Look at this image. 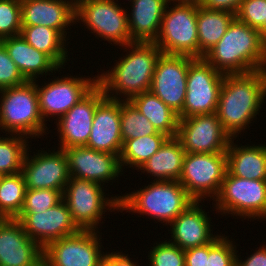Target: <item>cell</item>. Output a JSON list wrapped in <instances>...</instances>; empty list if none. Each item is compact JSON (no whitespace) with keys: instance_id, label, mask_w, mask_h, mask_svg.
Instances as JSON below:
<instances>
[{"instance_id":"cell-1","label":"cell","mask_w":266,"mask_h":266,"mask_svg":"<svg viewBox=\"0 0 266 266\" xmlns=\"http://www.w3.org/2000/svg\"><path fill=\"white\" fill-rule=\"evenodd\" d=\"M264 99L266 69L224 75L216 111L224 131L236 139L257 118Z\"/></svg>"},{"instance_id":"cell-2","label":"cell","mask_w":266,"mask_h":266,"mask_svg":"<svg viewBox=\"0 0 266 266\" xmlns=\"http://www.w3.org/2000/svg\"><path fill=\"white\" fill-rule=\"evenodd\" d=\"M122 47L129 53L119 58L111 71L99 74L97 84L106 97L121 100L119 96L122 95L126 98H122L123 101H130L150 90L156 63L162 52L155 42H132Z\"/></svg>"},{"instance_id":"cell-3","label":"cell","mask_w":266,"mask_h":266,"mask_svg":"<svg viewBox=\"0 0 266 266\" xmlns=\"http://www.w3.org/2000/svg\"><path fill=\"white\" fill-rule=\"evenodd\" d=\"M203 58L224 75L266 69V40L259 30L235 17L224 36Z\"/></svg>"},{"instance_id":"cell-4","label":"cell","mask_w":266,"mask_h":266,"mask_svg":"<svg viewBox=\"0 0 266 266\" xmlns=\"http://www.w3.org/2000/svg\"><path fill=\"white\" fill-rule=\"evenodd\" d=\"M119 211L146 215L168 225L195 200L179 181H155L144 189L118 196ZM129 210V211H128Z\"/></svg>"},{"instance_id":"cell-5","label":"cell","mask_w":266,"mask_h":266,"mask_svg":"<svg viewBox=\"0 0 266 266\" xmlns=\"http://www.w3.org/2000/svg\"><path fill=\"white\" fill-rule=\"evenodd\" d=\"M0 94V130L27 138L46 135L34 81L1 89Z\"/></svg>"},{"instance_id":"cell-6","label":"cell","mask_w":266,"mask_h":266,"mask_svg":"<svg viewBox=\"0 0 266 266\" xmlns=\"http://www.w3.org/2000/svg\"><path fill=\"white\" fill-rule=\"evenodd\" d=\"M104 194V187L100 183L70 176L62 199L68 206L72 220L80 230L96 231L103 218L102 215L107 210L113 209V212L116 210L119 212L118 197L109 198Z\"/></svg>"},{"instance_id":"cell-7","label":"cell","mask_w":266,"mask_h":266,"mask_svg":"<svg viewBox=\"0 0 266 266\" xmlns=\"http://www.w3.org/2000/svg\"><path fill=\"white\" fill-rule=\"evenodd\" d=\"M226 173V152L185 153L179 183L195 201L204 202L207 197L214 200Z\"/></svg>"},{"instance_id":"cell-8","label":"cell","mask_w":266,"mask_h":266,"mask_svg":"<svg viewBox=\"0 0 266 266\" xmlns=\"http://www.w3.org/2000/svg\"><path fill=\"white\" fill-rule=\"evenodd\" d=\"M217 212L240 218L266 219V180H249L228 171L218 196L213 200Z\"/></svg>"},{"instance_id":"cell-9","label":"cell","mask_w":266,"mask_h":266,"mask_svg":"<svg viewBox=\"0 0 266 266\" xmlns=\"http://www.w3.org/2000/svg\"><path fill=\"white\" fill-rule=\"evenodd\" d=\"M173 5L166 6L155 43L164 54L198 58L197 5Z\"/></svg>"},{"instance_id":"cell-10","label":"cell","mask_w":266,"mask_h":266,"mask_svg":"<svg viewBox=\"0 0 266 266\" xmlns=\"http://www.w3.org/2000/svg\"><path fill=\"white\" fill-rule=\"evenodd\" d=\"M115 0H78L76 1V23L86 24L91 33L104 41L125 46L132 43L127 9Z\"/></svg>"},{"instance_id":"cell-11","label":"cell","mask_w":266,"mask_h":266,"mask_svg":"<svg viewBox=\"0 0 266 266\" xmlns=\"http://www.w3.org/2000/svg\"><path fill=\"white\" fill-rule=\"evenodd\" d=\"M223 79L224 74L204 58H195L189 64L185 101L178 117L215 113Z\"/></svg>"},{"instance_id":"cell-12","label":"cell","mask_w":266,"mask_h":266,"mask_svg":"<svg viewBox=\"0 0 266 266\" xmlns=\"http://www.w3.org/2000/svg\"><path fill=\"white\" fill-rule=\"evenodd\" d=\"M99 230H80L78 233L50 242L43 249V266H101Z\"/></svg>"},{"instance_id":"cell-13","label":"cell","mask_w":266,"mask_h":266,"mask_svg":"<svg viewBox=\"0 0 266 266\" xmlns=\"http://www.w3.org/2000/svg\"><path fill=\"white\" fill-rule=\"evenodd\" d=\"M194 57L162 53L156 63L150 92L179 114L183 110L189 64Z\"/></svg>"},{"instance_id":"cell-14","label":"cell","mask_w":266,"mask_h":266,"mask_svg":"<svg viewBox=\"0 0 266 266\" xmlns=\"http://www.w3.org/2000/svg\"><path fill=\"white\" fill-rule=\"evenodd\" d=\"M54 79L42 86L37 84L38 80L34 81L37 88L39 109L45 123L46 118L55 115L58 118L55 119V123H57V120L97 85V76L94 78L78 76L77 78V76L67 75V77Z\"/></svg>"},{"instance_id":"cell-15","label":"cell","mask_w":266,"mask_h":266,"mask_svg":"<svg viewBox=\"0 0 266 266\" xmlns=\"http://www.w3.org/2000/svg\"><path fill=\"white\" fill-rule=\"evenodd\" d=\"M185 153L226 152L231 137L215 113L179 118L176 136Z\"/></svg>"},{"instance_id":"cell-16","label":"cell","mask_w":266,"mask_h":266,"mask_svg":"<svg viewBox=\"0 0 266 266\" xmlns=\"http://www.w3.org/2000/svg\"><path fill=\"white\" fill-rule=\"evenodd\" d=\"M31 159H30V158ZM21 173L26 189H53L62 194L69 181L68 158L63 149L41 151L29 156L26 153Z\"/></svg>"},{"instance_id":"cell-17","label":"cell","mask_w":266,"mask_h":266,"mask_svg":"<svg viewBox=\"0 0 266 266\" xmlns=\"http://www.w3.org/2000/svg\"><path fill=\"white\" fill-rule=\"evenodd\" d=\"M105 97L103 89L97 84L58 120L56 124L60 137L58 149L87 145L95 109Z\"/></svg>"},{"instance_id":"cell-18","label":"cell","mask_w":266,"mask_h":266,"mask_svg":"<svg viewBox=\"0 0 266 266\" xmlns=\"http://www.w3.org/2000/svg\"><path fill=\"white\" fill-rule=\"evenodd\" d=\"M20 222L27 235L42 249L52 241L80 231L63 199L44 212L27 213Z\"/></svg>"},{"instance_id":"cell-19","label":"cell","mask_w":266,"mask_h":266,"mask_svg":"<svg viewBox=\"0 0 266 266\" xmlns=\"http://www.w3.org/2000/svg\"><path fill=\"white\" fill-rule=\"evenodd\" d=\"M0 266H43V249L16 218H0Z\"/></svg>"},{"instance_id":"cell-20","label":"cell","mask_w":266,"mask_h":266,"mask_svg":"<svg viewBox=\"0 0 266 266\" xmlns=\"http://www.w3.org/2000/svg\"><path fill=\"white\" fill-rule=\"evenodd\" d=\"M68 158L69 174L78 179L100 183L116 179L122 172L119 156L100 152L86 146L64 149Z\"/></svg>"},{"instance_id":"cell-21","label":"cell","mask_w":266,"mask_h":266,"mask_svg":"<svg viewBox=\"0 0 266 266\" xmlns=\"http://www.w3.org/2000/svg\"><path fill=\"white\" fill-rule=\"evenodd\" d=\"M120 105L121 100L108 97L97 105L86 147L120 156L123 146Z\"/></svg>"},{"instance_id":"cell-22","label":"cell","mask_w":266,"mask_h":266,"mask_svg":"<svg viewBox=\"0 0 266 266\" xmlns=\"http://www.w3.org/2000/svg\"><path fill=\"white\" fill-rule=\"evenodd\" d=\"M20 3L22 26L51 27L66 38L68 26L76 23L75 0H20Z\"/></svg>"},{"instance_id":"cell-23","label":"cell","mask_w":266,"mask_h":266,"mask_svg":"<svg viewBox=\"0 0 266 266\" xmlns=\"http://www.w3.org/2000/svg\"><path fill=\"white\" fill-rule=\"evenodd\" d=\"M199 203L200 201L193 202L169 224L172 228L170 242L184 251L207 245L218 236L212 234L211 217H208Z\"/></svg>"},{"instance_id":"cell-24","label":"cell","mask_w":266,"mask_h":266,"mask_svg":"<svg viewBox=\"0 0 266 266\" xmlns=\"http://www.w3.org/2000/svg\"><path fill=\"white\" fill-rule=\"evenodd\" d=\"M170 0H134L128 16L132 42H155L161 29L162 18Z\"/></svg>"},{"instance_id":"cell-25","label":"cell","mask_w":266,"mask_h":266,"mask_svg":"<svg viewBox=\"0 0 266 266\" xmlns=\"http://www.w3.org/2000/svg\"><path fill=\"white\" fill-rule=\"evenodd\" d=\"M0 42L5 46L9 57L14 61L27 81H35L37 76L45 77L60 68L44 53L38 51L22 37V35L7 37Z\"/></svg>"},{"instance_id":"cell-26","label":"cell","mask_w":266,"mask_h":266,"mask_svg":"<svg viewBox=\"0 0 266 266\" xmlns=\"http://www.w3.org/2000/svg\"><path fill=\"white\" fill-rule=\"evenodd\" d=\"M227 154V171L239 178L266 180V145L238 146L230 140Z\"/></svg>"},{"instance_id":"cell-27","label":"cell","mask_w":266,"mask_h":266,"mask_svg":"<svg viewBox=\"0 0 266 266\" xmlns=\"http://www.w3.org/2000/svg\"><path fill=\"white\" fill-rule=\"evenodd\" d=\"M184 155L180 140L171 137L139 169L154 176L155 181H179Z\"/></svg>"},{"instance_id":"cell-28","label":"cell","mask_w":266,"mask_h":266,"mask_svg":"<svg viewBox=\"0 0 266 266\" xmlns=\"http://www.w3.org/2000/svg\"><path fill=\"white\" fill-rule=\"evenodd\" d=\"M235 14L197 6L198 58L203 56L224 36Z\"/></svg>"},{"instance_id":"cell-29","label":"cell","mask_w":266,"mask_h":266,"mask_svg":"<svg viewBox=\"0 0 266 266\" xmlns=\"http://www.w3.org/2000/svg\"><path fill=\"white\" fill-rule=\"evenodd\" d=\"M130 102L148 118L157 132L163 133L169 138L177 136L178 114L152 92H143L133 97Z\"/></svg>"},{"instance_id":"cell-30","label":"cell","mask_w":266,"mask_h":266,"mask_svg":"<svg viewBox=\"0 0 266 266\" xmlns=\"http://www.w3.org/2000/svg\"><path fill=\"white\" fill-rule=\"evenodd\" d=\"M21 35L28 44L46 54L59 68L67 63V39L56 29L42 25L22 26ZM67 57V58H66Z\"/></svg>"},{"instance_id":"cell-31","label":"cell","mask_w":266,"mask_h":266,"mask_svg":"<svg viewBox=\"0 0 266 266\" xmlns=\"http://www.w3.org/2000/svg\"><path fill=\"white\" fill-rule=\"evenodd\" d=\"M169 137L158 132L154 135L141 136L126 140L123 143L119 156L120 166L123 172V166L139 168L164 144Z\"/></svg>"},{"instance_id":"cell-32","label":"cell","mask_w":266,"mask_h":266,"mask_svg":"<svg viewBox=\"0 0 266 266\" xmlns=\"http://www.w3.org/2000/svg\"><path fill=\"white\" fill-rule=\"evenodd\" d=\"M26 184L21 172L3 175L0 180V218H17L21 212Z\"/></svg>"},{"instance_id":"cell-33","label":"cell","mask_w":266,"mask_h":266,"mask_svg":"<svg viewBox=\"0 0 266 266\" xmlns=\"http://www.w3.org/2000/svg\"><path fill=\"white\" fill-rule=\"evenodd\" d=\"M26 139L28 138L17 134L0 137V173L2 175L21 172L25 155L30 149Z\"/></svg>"},{"instance_id":"cell-34","label":"cell","mask_w":266,"mask_h":266,"mask_svg":"<svg viewBox=\"0 0 266 266\" xmlns=\"http://www.w3.org/2000/svg\"><path fill=\"white\" fill-rule=\"evenodd\" d=\"M120 130L123 143L126 140L158 133L146 116L130 101L123 100L120 105Z\"/></svg>"},{"instance_id":"cell-35","label":"cell","mask_w":266,"mask_h":266,"mask_svg":"<svg viewBox=\"0 0 266 266\" xmlns=\"http://www.w3.org/2000/svg\"><path fill=\"white\" fill-rule=\"evenodd\" d=\"M62 200V193L53 189H26L24 203L17 220L27 213L44 212Z\"/></svg>"},{"instance_id":"cell-36","label":"cell","mask_w":266,"mask_h":266,"mask_svg":"<svg viewBox=\"0 0 266 266\" xmlns=\"http://www.w3.org/2000/svg\"><path fill=\"white\" fill-rule=\"evenodd\" d=\"M20 0H0V40L21 34Z\"/></svg>"},{"instance_id":"cell-37","label":"cell","mask_w":266,"mask_h":266,"mask_svg":"<svg viewBox=\"0 0 266 266\" xmlns=\"http://www.w3.org/2000/svg\"><path fill=\"white\" fill-rule=\"evenodd\" d=\"M148 253L149 266H185L184 250L170 241L156 242Z\"/></svg>"},{"instance_id":"cell-38","label":"cell","mask_w":266,"mask_h":266,"mask_svg":"<svg viewBox=\"0 0 266 266\" xmlns=\"http://www.w3.org/2000/svg\"><path fill=\"white\" fill-rule=\"evenodd\" d=\"M236 255V245L233 241L223 234L218 235L209 243L207 266H236Z\"/></svg>"},{"instance_id":"cell-39","label":"cell","mask_w":266,"mask_h":266,"mask_svg":"<svg viewBox=\"0 0 266 266\" xmlns=\"http://www.w3.org/2000/svg\"><path fill=\"white\" fill-rule=\"evenodd\" d=\"M235 17L251 28L259 30L264 38L266 0H243Z\"/></svg>"},{"instance_id":"cell-40","label":"cell","mask_w":266,"mask_h":266,"mask_svg":"<svg viewBox=\"0 0 266 266\" xmlns=\"http://www.w3.org/2000/svg\"><path fill=\"white\" fill-rule=\"evenodd\" d=\"M20 70L9 57L5 46L0 42V90L8 87L20 86L26 83Z\"/></svg>"},{"instance_id":"cell-41","label":"cell","mask_w":266,"mask_h":266,"mask_svg":"<svg viewBox=\"0 0 266 266\" xmlns=\"http://www.w3.org/2000/svg\"><path fill=\"white\" fill-rule=\"evenodd\" d=\"M209 243L204 246L190 248L184 251L185 266H207Z\"/></svg>"},{"instance_id":"cell-42","label":"cell","mask_w":266,"mask_h":266,"mask_svg":"<svg viewBox=\"0 0 266 266\" xmlns=\"http://www.w3.org/2000/svg\"><path fill=\"white\" fill-rule=\"evenodd\" d=\"M243 0H204L200 6L211 10H223L237 14Z\"/></svg>"},{"instance_id":"cell-43","label":"cell","mask_w":266,"mask_h":266,"mask_svg":"<svg viewBox=\"0 0 266 266\" xmlns=\"http://www.w3.org/2000/svg\"><path fill=\"white\" fill-rule=\"evenodd\" d=\"M109 253V254H108ZM128 254L122 252H106L101 262V266H139L137 262H132Z\"/></svg>"},{"instance_id":"cell-44","label":"cell","mask_w":266,"mask_h":266,"mask_svg":"<svg viewBox=\"0 0 266 266\" xmlns=\"http://www.w3.org/2000/svg\"><path fill=\"white\" fill-rule=\"evenodd\" d=\"M264 246V247H263ZM236 255V266H266V245H262L253 254L244 259ZM243 261V262H242Z\"/></svg>"},{"instance_id":"cell-45","label":"cell","mask_w":266,"mask_h":266,"mask_svg":"<svg viewBox=\"0 0 266 266\" xmlns=\"http://www.w3.org/2000/svg\"><path fill=\"white\" fill-rule=\"evenodd\" d=\"M173 1V2H172ZM204 0H170V2L175 4H194L200 6Z\"/></svg>"},{"instance_id":"cell-46","label":"cell","mask_w":266,"mask_h":266,"mask_svg":"<svg viewBox=\"0 0 266 266\" xmlns=\"http://www.w3.org/2000/svg\"><path fill=\"white\" fill-rule=\"evenodd\" d=\"M264 39L266 40V19L264 21Z\"/></svg>"}]
</instances>
